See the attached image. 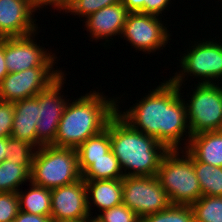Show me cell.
<instances>
[{
	"mask_svg": "<svg viewBox=\"0 0 222 222\" xmlns=\"http://www.w3.org/2000/svg\"><path fill=\"white\" fill-rule=\"evenodd\" d=\"M36 10L28 0H0V38L37 34Z\"/></svg>",
	"mask_w": 222,
	"mask_h": 222,
	"instance_id": "cell-14",
	"label": "cell"
},
{
	"mask_svg": "<svg viewBox=\"0 0 222 222\" xmlns=\"http://www.w3.org/2000/svg\"><path fill=\"white\" fill-rule=\"evenodd\" d=\"M129 12L145 13V0H121Z\"/></svg>",
	"mask_w": 222,
	"mask_h": 222,
	"instance_id": "cell-33",
	"label": "cell"
},
{
	"mask_svg": "<svg viewBox=\"0 0 222 222\" xmlns=\"http://www.w3.org/2000/svg\"><path fill=\"white\" fill-rule=\"evenodd\" d=\"M83 180H111L124 177L112 150L99 159H78Z\"/></svg>",
	"mask_w": 222,
	"mask_h": 222,
	"instance_id": "cell-19",
	"label": "cell"
},
{
	"mask_svg": "<svg viewBox=\"0 0 222 222\" xmlns=\"http://www.w3.org/2000/svg\"><path fill=\"white\" fill-rule=\"evenodd\" d=\"M37 95L14 102L11 137L25 141L37 149L36 123L39 120Z\"/></svg>",
	"mask_w": 222,
	"mask_h": 222,
	"instance_id": "cell-16",
	"label": "cell"
},
{
	"mask_svg": "<svg viewBox=\"0 0 222 222\" xmlns=\"http://www.w3.org/2000/svg\"><path fill=\"white\" fill-rule=\"evenodd\" d=\"M30 1L37 9L44 7L45 0H28Z\"/></svg>",
	"mask_w": 222,
	"mask_h": 222,
	"instance_id": "cell-37",
	"label": "cell"
},
{
	"mask_svg": "<svg viewBox=\"0 0 222 222\" xmlns=\"http://www.w3.org/2000/svg\"><path fill=\"white\" fill-rule=\"evenodd\" d=\"M78 159H99L111 150L110 120L99 134L88 138L77 149Z\"/></svg>",
	"mask_w": 222,
	"mask_h": 222,
	"instance_id": "cell-23",
	"label": "cell"
},
{
	"mask_svg": "<svg viewBox=\"0 0 222 222\" xmlns=\"http://www.w3.org/2000/svg\"><path fill=\"white\" fill-rule=\"evenodd\" d=\"M13 222H52L51 216L35 215L19 211Z\"/></svg>",
	"mask_w": 222,
	"mask_h": 222,
	"instance_id": "cell-32",
	"label": "cell"
},
{
	"mask_svg": "<svg viewBox=\"0 0 222 222\" xmlns=\"http://www.w3.org/2000/svg\"><path fill=\"white\" fill-rule=\"evenodd\" d=\"M121 0H73L69 6L64 10V13H71L78 15L81 18H86L90 14L97 12L98 10L120 3Z\"/></svg>",
	"mask_w": 222,
	"mask_h": 222,
	"instance_id": "cell-27",
	"label": "cell"
},
{
	"mask_svg": "<svg viewBox=\"0 0 222 222\" xmlns=\"http://www.w3.org/2000/svg\"><path fill=\"white\" fill-rule=\"evenodd\" d=\"M5 63V38H0V83L8 74Z\"/></svg>",
	"mask_w": 222,
	"mask_h": 222,
	"instance_id": "cell-34",
	"label": "cell"
},
{
	"mask_svg": "<svg viewBox=\"0 0 222 222\" xmlns=\"http://www.w3.org/2000/svg\"><path fill=\"white\" fill-rule=\"evenodd\" d=\"M19 211L17 193H0V222H13Z\"/></svg>",
	"mask_w": 222,
	"mask_h": 222,
	"instance_id": "cell-29",
	"label": "cell"
},
{
	"mask_svg": "<svg viewBox=\"0 0 222 222\" xmlns=\"http://www.w3.org/2000/svg\"><path fill=\"white\" fill-rule=\"evenodd\" d=\"M64 75L63 73L46 90L37 94L39 113V120L36 123L37 149L55 142L60 119L69 101L63 99L64 96L61 95L66 81Z\"/></svg>",
	"mask_w": 222,
	"mask_h": 222,
	"instance_id": "cell-11",
	"label": "cell"
},
{
	"mask_svg": "<svg viewBox=\"0 0 222 222\" xmlns=\"http://www.w3.org/2000/svg\"><path fill=\"white\" fill-rule=\"evenodd\" d=\"M190 206L194 222H222V196H201Z\"/></svg>",
	"mask_w": 222,
	"mask_h": 222,
	"instance_id": "cell-24",
	"label": "cell"
},
{
	"mask_svg": "<svg viewBox=\"0 0 222 222\" xmlns=\"http://www.w3.org/2000/svg\"><path fill=\"white\" fill-rule=\"evenodd\" d=\"M160 16L141 12H129L124 24L122 38L132 48L150 54L163 49L168 44L171 34L162 23ZM147 51V52H146Z\"/></svg>",
	"mask_w": 222,
	"mask_h": 222,
	"instance_id": "cell-9",
	"label": "cell"
},
{
	"mask_svg": "<svg viewBox=\"0 0 222 222\" xmlns=\"http://www.w3.org/2000/svg\"><path fill=\"white\" fill-rule=\"evenodd\" d=\"M102 214H97L92 218L96 222H141L138 215L129 209L125 204L112 207L101 211Z\"/></svg>",
	"mask_w": 222,
	"mask_h": 222,
	"instance_id": "cell-28",
	"label": "cell"
},
{
	"mask_svg": "<svg viewBox=\"0 0 222 222\" xmlns=\"http://www.w3.org/2000/svg\"><path fill=\"white\" fill-rule=\"evenodd\" d=\"M89 222H96L93 218L89 219Z\"/></svg>",
	"mask_w": 222,
	"mask_h": 222,
	"instance_id": "cell-38",
	"label": "cell"
},
{
	"mask_svg": "<svg viewBox=\"0 0 222 222\" xmlns=\"http://www.w3.org/2000/svg\"><path fill=\"white\" fill-rule=\"evenodd\" d=\"M186 103L187 122L191 136L220 131L222 126V87L219 83L198 82Z\"/></svg>",
	"mask_w": 222,
	"mask_h": 222,
	"instance_id": "cell-6",
	"label": "cell"
},
{
	"mask_svg": "<svg viewBox=\"0 0 222 222\" xmlns=\"http://www.w3.org/2000/svg\"><path fill=\"white\" fill-rule=\"evenodd\" d=\"M32 166L19 165V161L4 160L0 163V193H17L20 185L31 182ZM19 188V189H18Z\"/></svg>",
	"mask_w": 222,
	"mask_h": 222,
	"instance_id": "cell-22",
	"label": "cell"
},
{
	"mask_svg": "<svg viewBox=\"0 0 222 222\" xmlns=\"http://www.w3.org/2000/svg\"><path fill=\"white\" fill-rule=\"evenodd\" d=\"M52 222H82L91 219L85 180L51 189Z\"/></svg>",
	"mask_w": 222,
	"mask_h": 222,
	"instance_id": "cell-12",
	"label": "cell"
},
{
	"mask_svg": "<svg viewBox=\"0 0 222 222\" xmlns=\"http://www.w3.org/2000/svg\"><path fill=\"white\" fill-rule=\"evenodd\" d=\"M163 82L125 112H120L117 104L116 113L133 129L154 137L169 150H181L180 141L186 140V148L191 137L187 122V101L182 98L178 85L170 79ZM184 135L188 136L187 139Z\"/></svg>",
	"mask_w": 222,
	"mask_h": 222,
	"instance_id": "cell-1",
	"label": "cell"
},
{
	"mask_svg": "<svg viewBox=\"0 0 222 222\" xmlns=\"http://www.w3.org/2000/svg\"><path fill=\"white\" fill-rule=\"evenodd\" d=\"M192 49H187L181 57L180 72L169 78L173 83L181 87L187 80L186 76L200 78V83H215L222 78V43L214 40L194 41ZM217 42V43H216ZM185 81H184V80Z\"/></svg>",
	"mask_w": 222,
	"mask_h": 222,
	"instance_id": "cell-7",
	"label": "cell"
},
{
	"mask_svg": "<svg viewBox=\"0 0 222 222\" xmlns=\"http://www.w3.org/2000/svg\"><path fill=\"white\" fill-rule=\"evenodd\" d=\"M128 14L129 11L121 2L106 6L86 17L85 30L90 32L93 40L105 39L106 44L113 40V36L121 37Z\"/></svg>",
	"mask_w": 222,
	"mask_h": 222,
	"instance_id": "cell-15",
	"label": "cell"
},
{
	"mask_svg": "<svg viewBox=\"0 0 222 222\" xmlns=\"http://www.w3.org/2000/svg\"><path fill=\"white\" fill-rule=\"evenodd\" d=\"M156 177L171 204L191 205L202 196L193 161L183 150H169L161 160Z\"/></svg>",
	"mask_w": 222,
	"mask_h": 222,
	"instance_id": "cell-5",
	"label": "cell"
},
{
	"mask_svg": "<svg viewBox=\"0 0 222 222\" xmlns=\"http://www.w3.org/2000/svg\"><path fill=\"white\" fill-rule=\"evenodd\" d=\"M36 148L19 139L7 137L6 160L19 161V165L32 166Z\"/></svg>",
	"mask_w": 222,
	"mask_h": 222,
	"instance_id": "cell-26",
	"label": "cell"
},
{
	"mask_svg": "<svg viewBox=\"0 0 222 222\" xmlns=\"http://www.w3.org/2000/svg\"><path fill=\"white\" fill-rule=\"evenodd\" d=\"M182 150L193 161L202 196H222V167L197 161L185 148Z\"/></svg>",
	"mask_w": 222,
	"mask_h": 222,
	"instance_id": "cell-21",
	"label": "cell"
},
{
	"mask_svg": "<svg viewBox=\"0 0 222 222\" xmlns=\"http://www.w3.org/2000/svg\"><path fill=\"white\" fill-rule=\"evenodd\" d=\"M82 179L76 149L43 145L36 149L31 182L48 189L61 187Z\"/></svg>",
	"mask_w": 222,
	"mask_h": 222,
	"instance_id": "cell-4",
	"label": "cell"
},
{
	"mask_svg": "<svg viewBox=\"0 0 222 222\" xmlns=\"http://www.w3.org/2000/svg\"><path fill=\"white\" fill-rule=\"evenodd\" d=\"M117 99L90 91L71 103L68 101L52 145L77 149L88 138L102 132L117 112L120 103Z\"/></svg>",
	"mask_w": 222,
	"mask_h": 222,
	"instance_id": "cell-2",
	"label": "cell"
},
{
	"mask_svg": "<svg viewBox=\"0 0 222 222\" xmlns=\"http://www.w3.org/2000/svg\"><path fill=\"white\" fill-rule=\"evenodd\" d=\"M197 161L222 167V132H203L190 137L185 148Z\"/></svg>",
	"mask_w": 222,
	"mask_h": 222,
	"instance_id": "cell-18",
	"label": "cell"
},
{
	"mask_svg": "<svg viewBox=\"0 0 222 222\" xmlns=\"http://www.w3.org/2000/svg\"><path fill=\"white\" fill-rule=\"evenodd\" d=\"M73 0H46L44 6H49L53 5L52 8H55L54 10H56V8L59 11H63L69 6V4L72 2Z\"/></svg>",
	"mask_w": 222,
	"mask_h": 222,
	"instance_id": "cell-35",
	"label": "cell"
},
{
	"mask_svg": "<svg viewBox=\"0 0 222 222\" xmlns=\"http://www.w3.org/2000/svg\"><path fill=\"white\" fill-rule=\"evenodd\" d=\"M27 193L18 191L20 211L35 215H51V189L37 186L30 182Z\"/></svg>",
	"mask_w": 222,
	"mask_h": 222,
	"instance_id": "cell-20",
	"label": "cell"
},
{
	"mask_svg": "<svg viewBox=\"0 0 222 222\" xmlns=\"http://www.w3.org/2000/svg\"><path fill=\"white\" fill-rule=\"evenodd\" d=\"M7 137L0 138V163L6 160Z\"/></svg>",
	"mask_w": 222,
	"mask_h": 222,
	"instance_id": "cell-36",
	"label": "cell"
},
{
	"mask_svg": "<svg viewBox=\"0 0 222 222\" xmlns=\"http://www.w3.org/2000/svg\"><path fill=\"white\" fill-rule=\"evenodd\" d=\"M34 36L35 33L23 37L5 38V64L8 73L34 67H54L57 57L34 42L36 40L33 39Z\"/></svg>",
	"mask_w": 222,
	"mask_h": 222,
	"instance_id": "cell-13",
	"label": "cell"
},
{
	"mask_svg": "<svg viewBox=\"0 0 222 222\" xmlns=\"http://www.w3.org/2000/svg\"><path fill=\"white\" fill-rule=\"evenodd\" d=\"M141 222H194L190 205L171 204L165 210L144 216Z\"/></svg>",
	"mask_w": 222,
	"mask_h": 222,
	"instance_id": "cell-25",
	"label": "cell"
},
{
	"mask_svg": "<svg viewBox=\"0 0 222 222\" xmlns=\"http://www.w3.org/2000/svg\"><path fill=\"white\" fill-rule=\"evenodd\" d=\"M122 204L142 219L144 216L165 210L171 202L156 176H124Z\"/></svg>",
	"mask_w": 222,
	"mask_h": 222,
	"instance_id": "cell-8",
	"label": "cell"
},
{
	"mask_svg": "<svg viewBox=\"0 0 222 222\" xmlns=\"http://www.w3.org/2000/svg\"><path fill=\"white\" fill-rule=\"evenodd\" d=\"M14 120V102L0 100V138L10 137Z\"/></svg>",
	"mask_w": 222,
	"mask_h": 222,
	"instance_id": "cell-30",
	"label": "cell"
},
{
	"mask_svg": "<svg viewBox=\"0 0 222 222\" xmlns=\"http://www.w3.org/2000/svg\"><path fill=\"white\" fill-rule=\"evenodd\" d=\"M171 0H145V14L159 16L167 9Z\"/></svg>",
	"mask_w": 222,
	"mask_h": 222,
	"instance_id": "cell-31",
	"label": "cell"
},
{
	"mask_svg": "<svg viewBox=\"0 0 222 222\" xmlns=\"http://www.w3.org/2000/svg\"><path fill=\"white\" fill-rule=\"evenodd\" d=\"M53 67H34L8 73L0 83V100L16 102L46 90L64 72Z\"/></svg>",
	"mask_w": 222,
	"mask_h": 222,
	"instance_id": "cell-10",
	"label": "cell"
},
{
	"mask_svg": "<svg viewBox=\"0 0 222 222\" xmlns=\"http://www.w3.org/2000/svg\"><path fill=\"white\" fill-rule=\"evenodd\" d=\"M110 141L124 176H156L169 151L154 137L133 129L117 113L110 119Z\"/></svg>",
	"mask_w": 222,
	"mask_h": 222,
	"instance_id": "cell-3",
	"label": "cell"
},
{
	"mask_svg": "<svg viewBox=\"0 0 222 222\" xmlns=\"http://www.w3.org/2000/svg\"><path fill=\"white\" fill-rule=\"evenodd\" d=\"M89 215L91 205L104 211L122 204V178L111 180H85ZM93 201V202H92ZM92 203V204H91Z\"/></svg>",
	"mask_w": 222,
	"mask_h": 222,
	"instance_id": "cell-17",
	"label": "cell"
}]
</instances>
